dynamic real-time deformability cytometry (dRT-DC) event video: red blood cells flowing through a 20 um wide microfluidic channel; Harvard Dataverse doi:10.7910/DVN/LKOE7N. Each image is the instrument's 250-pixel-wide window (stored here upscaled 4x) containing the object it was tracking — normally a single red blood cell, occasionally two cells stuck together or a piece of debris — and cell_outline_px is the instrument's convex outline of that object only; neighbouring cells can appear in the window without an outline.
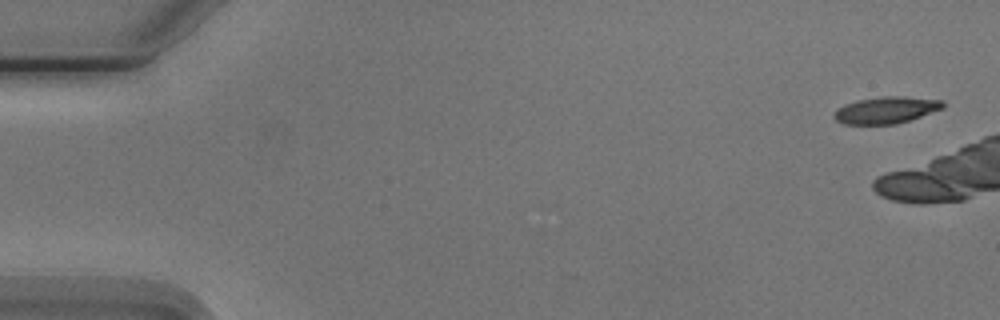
{"species": "Egyptian fruit bat (a non-hibernating species)", "species_latin": "Rousettus aegyptiacus", "temperature_condition": "cold", "stored_images_in_passage": 7, "camera_frame_rate_fps": 3000, "um_per_image_px": 0.085, "animal": {"sex": "male"}, "frame": {"image": 1, "passage_image": 1, "time_ms": 0.0, "image_size_px": [1000, 320], "cell_outline_px": [[944, 108], [896, 124], [844, 124], [836, 120], [832, 116], [836, 108], [844, 104], [856, 100], [880, 96], [904, 96], [944, 100]], "centroid_in_image_um": [75.29, 9.34], "position_along_channel_um": 9.7, "area_um2": 17.11}}